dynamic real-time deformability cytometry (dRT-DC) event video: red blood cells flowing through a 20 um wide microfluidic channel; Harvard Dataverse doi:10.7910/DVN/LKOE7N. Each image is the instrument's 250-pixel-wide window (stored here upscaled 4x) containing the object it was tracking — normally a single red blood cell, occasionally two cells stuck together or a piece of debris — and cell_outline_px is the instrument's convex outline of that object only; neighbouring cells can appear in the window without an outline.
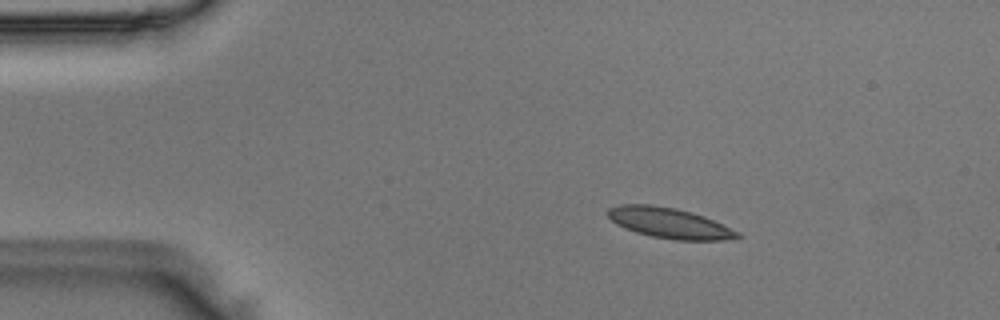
{"species": "Egyptian fruit bat (a non-hibernating species)", "species_latin": "Rousettus aegyptiacus", "temperature_condition": "room temperature", "stored_images_in_passage": 43, "camera_frame_rate_fps": 3000, "um_per_image_px": 0.085, "animal": {"sex": "male"}, "frame": {"image": 1, "passage_image": 1, "time_ms": 0.0, "image_size_px": [1000, 320], "cell_outline_px": [[740, 236], [724, 240], [676, 240], [652, 236], [636, 232], [624, 228], [616, 224], [604, 212], [608, 208], [620, 204], [648, 204], [676, 208], [692, 212], [704, 216], [740, 232]], "centroid_in_image_um": [56.85, 18.94], "position_along_channel_um": 28.1, "area_um2": 23.0}}
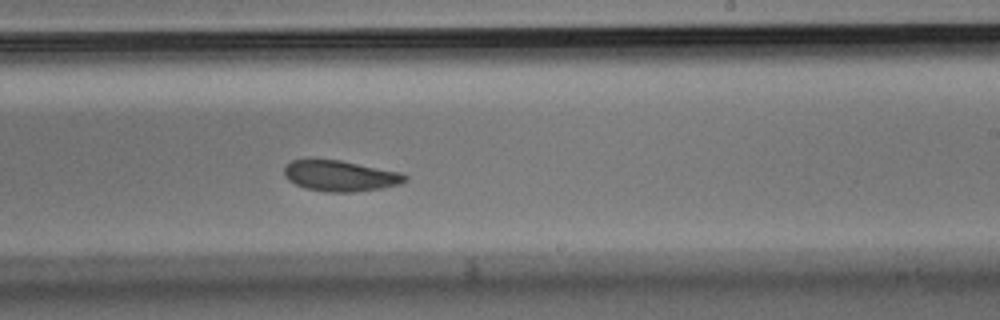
{"frame": {"image": 2, "passage_image": 23, "time_ms": 7.333, "image_size_px": [1000, 320], "cell_outline_px": [[408, 180], [400, 184], [380, 188], [356, 192], [328, 192], [308, 188], [296, 184], [288, 180], [284, 176], [284, 168], [292, 160], [340, 160], [400, 172], [408, 176]], "centroid_in_image_um": [28.95, 14.95], "position_along_channel_um": 260.0, "area_um2": 21.44}}
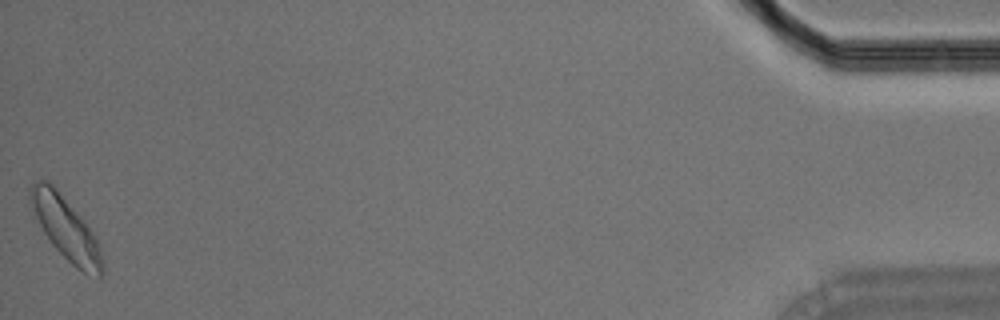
{"frame": {"image": 3, "passage_image": 43, "time_ms": 14.0, "image_size_px": [1000, 320], "cell_outline_px": [[104, 272], [100, 280], [88, 276], [76, 268], [52, 244], [32, 220], [28, 192], [28, 188], [36, 180], [48, 180], [56, 188], [80, 216], [92, 232], [100, 248], [104, 260]], "centroid_in_image_um": [5.55, 19.44], "position_along_channel_um": 429.6, "area_um2": 26.99}}